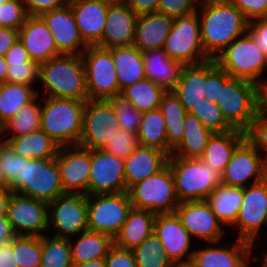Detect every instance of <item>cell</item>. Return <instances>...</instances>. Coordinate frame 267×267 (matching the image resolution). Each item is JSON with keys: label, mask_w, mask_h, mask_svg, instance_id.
Segmentation results:
<instances>
[{"label": "cell", "mask_w": 267, "mask_h": 267, "mask_svg": "<svg viewBox=\"0 0 267 267\" xmlns=\"http://www.w3.org/2000/svg\"><path fill=\"white\" fill-rule=\"evenodd\" d=\"M179 203L206 200L222 183V173L201 158L169 156Z\"/></svg>", "instance_id": "obj_4"}, {"label": "cell", "mask_w": 267, "mask_h": 267, "mask_svg": "<svg viewBox=\"0 0 267 267\" xmlns=\"http://www.w3.org/2000/svg\"><path fill=\"white\" fill-rule=\"evenodd\" d=\"M206 99L217 103L220 94V66L215 59L205 61Z\"/></svg>", "instance_id": "obj_52"}, {"label": "cell", "mask_w": 267, "mask_h": 267, "mask_svg": "<svg viewBox=\"0 0 267 267\" xmlns=\"http://www.w3.org/2000/svg\"><path fill=\"white\" fill-rule=\"evenodd\" d=\"M247 33L267 56V16L249 22Z\"/></svg>", "instance_id": "obj_56"}, {"label": "cell", "mask_w": 267, "mask_h": 267, "mask_svg": "<svg viewBox=\"0 0 267 267\" xmlns=\"http://www.w3.org/2000/svg\"><path fill=\"white\" fill-rule=\"evenodd\" d=\"M163 49L171 59L182 65L198 64L210 59L202 46L198 11L174 18Z\"/></svg>", "instance_id": "obj_10"}, {"label": "cell", "mask_w": 267, "mask_h": 267, "mask_svg": "<svg viewBox=\"0 0 267 267\" xmlns=\"http://www.w3.org/2000/svg\"><path fill=\"white\" fill-rule=\"evenodd\" d=\"M259 86L247 80L233 78L220 67V94L217 104L226 121L246 132L257 115Z\"/></svg>", "instance_id": "obj_5"}, {"label": "cell", "mask_w": 267, "mask_h": 267, "mask_svg": "<svg viewBox=\"0 0 267 267\" xmlns=\"http://www.w3.org/2000/svg\"><path fill=\"white\" fill-rule=\"evenodd\" d=\"M162 87L149 78H144L124 88L120 96L128 100L137 110L146 112L158 109L162 96L166 93Z\"/></svg>", "instance_id": "obj_39"}, {"label": "cell", "mask_w": 267, "mask_h": 267, "mask_svg": "<svg viewBox=\"0 0 267 267\" xmlns=\"http://www.w3.org/2000/svg\"><path fill=\"white\" fill-rule=\"evenodd\" d=\"M28 16L24 0H11L0 5V27L19 30Z\"/></svg>", "instance_id": "obj_47"}, {"label": "cell", "mask_w": 267, "mask_h": 267, "mask_svg": "<svg viewBox=\"0 0 267 267\" xmlns=\"http://www.w3.org/2000/svg\"><path fill=\"white\" fill-rule=\"evenodd\" d=\"M7 82L32 86L38 79V63H7ZM33 83V84H32Z\"/></svg>", "instance_id": "obj_49"}, {"label": "cell", "mask_w": 267, "mask_h": 267, "mask_svg": "<svg viewBox=\"0 0 267 267\" xmlns=\"http://www.w3.org/2000/svg\"><path fill=\"white\" fill-rule=\"evenodd\" d=\"M17 267H40L41 237L15 236L12 239Z\"/></svg>", "instance_id": "obj_43"}, {"label": "cell", "mask_w": 267, "mask_h": 267, "mask_svg": "<svg viewBox=\"0 0 267 267\" xmlns=\"http://www.w3.org/2000/svg\"><path fill=\"white\" fill-rule=\"evenodd\" d=\"M111 55L120 93L124 88L146 78L143 54L134 45L111 48Z\"/></svg>", "instance_id": "obj_31"}, {"label": "cell", "mask_w": 267, "mask_h": 267, "mask_svg": "<svg viewBox=\"0 0 267 267\" xmlns=\"http://www.w3.org/2000/svg\"><path fill=\"white\" fill-rule=\"evenodd\" d=\"M39 95L30 103L24 105L17 114L0 128V136L4 133L13 138L40 130L41 106L36 103ZM10 131V132H6Z\"/></svg>", "instance_id": "obj_40"}, {"label": "cell", "mask_w": 267, "mask_h": 267, "mask_svg": "<svg viewBox=\"0 0 267 267\" xmlns=\"http://www.w3.org/2000/svg\"><path fill=\"white\" fill-rule=\"evenodd\" d=\"M0 267H17L15 253L12 249V240L4 245H0Z\"/></svg>", "instance_id": "obj_62"}, {"label": "cell", "mask_w": 267, "mask_h": 267, "mask_svg": "<svg viewBox=\"0 0 267 267\" xmlns=\"http://www.w3.org/2000/svg\"><path fill=\"white\" fill-rule=\"evenodd\" d=\"M41 236L40 267H74L69 238Z\"/></svg>", "instance_id": "obj_41"}, {"label": "cell", "mask_w": 267, "mask_h": 267, "mask_svg": "<svg viewBox=\"0 0 267 267\" xmlns=\"http://www.w3.org/2000/svg\"><path fill=\"white\" fill-rule=\"evenodd\" d=\"M44 102L40 130L59 147L79 145L86 101L47 96Z\"/></svg>", "instance_id": "obj_3"}, {"label": "cell", "mask_w": 267, "mask_h": 267, "mask_svg": "<svg viewBox=\"0 0 267 267\" xmlns=\"http://www.w3.org/2000/svg\"><path fill=\"white\" fill-rule=\"evenodd\" d=\"M232 247H212L193 250L197 267H250L253 245L238 238Z\"/></svg>", "instance_id": "obj_25"}, {"label": "cell", "mask_w": 267, "mask_h": 267, "mask_svg": "<svg viewBox=\"0 0 267 267\" xmlns=\"http://www.w3.org/2000/svg\"><path fill=\"white\" fill-rule=\"evenodd\" d=\"M15 236L7 216H0V245L9 243Z\"/></svg>", "instance_id": "obj_64"}, {"label": "cell", "mask_w": 267, "mask_h": 267, "mask_svg": "<svg viewBox=\"0 0 267 267\" xmlns=\"http://www.w3.org/2000/svg\"><path fill=\"white\" fill-rule=\"evenodd\" d=\"M198 5L201 6L197 11L202 46L205 54L215 59L236 38L247 32L249 21L228 0H203Z\"/></svg>", "instance_id": "obj_1"}, {"label": "cell", "mask_w": 267, "mask_h": 267, "mask_svg": "<svg viewBox=\"0 0 267 267\" xmlns=\"http://www.w3.org/2000/svg\"><path fill=\"white\" fill-rule=\"evenodd\" d=\"M6 216L17 236L41 237L49 229L48 203L18 193L10 194Z\"/></svg>", "instance_id": "obj_14"}, {"label": "cell", "mask_w": 267, "mask_h": 267, "mask_svg": "<svg viewBox=\"0 0 267 267\" xmlns=\"http://www.w3.org/2000/svg\"><path fill=\"white\" fill-rule=\"evenodd\" d=\"M243 188L241 207L232 225L239 226V239L250 242L254 246L256 235L265 221L267 209V178Z\"/></svg>", "instance_id": "obj_17"}, {"label": "cell", "mask_w": 267, "mask_h": 267, "mask_svg": "<svg viewBox=\"0 0 267 267\" xmlns=\"http://www.w3.org/2000/svg\"><path fill=\"white\" fill-rule=\"evenodd\" d=\"M159 109L164 118L185 117L187 113L179 98L172 91H167L162 96Z\"/></svg>", "instance_id": "obj_57"}, {"label": "cell", "mask_w": 267, "mask_h": 267, "mask_svg": "<svg viewBox=\"0 0 267 267\" xmlns=\"http://www.w3.org/2000/svg\"><path fill=\"white\" fill-rule=\"evenodd\" d=\"M137 267H170L171 261L153 232L140 245L132 249Z\"/></svg>", "instance_id": "obj_42"}, {"label": "cell", "mask_w": 267, "mask_h": 267, "mask_svg": "<svg viewBox=\"0 0 267 267\" xmlns=\"http://www.w3.org/2000/svg\"><path fill=\"white\" fill-rule=\"evenodd\" d=\"M184 120L185 117L165 118L169 156L183 139Z\"/></svg>", "instance_id": "obj_55"}, {"label": "cell", "mask_w": 267, "mask_h": 267, "mask_svg": "<svg viewBox=\"0 0 267 267\" xmlns=\"http://www.w3.org/2000/svg\"><path fill=\"white\" fill-rule=\"evenodd\" d=\"M48 225L56 230L54 237L70 238L88 230L87 195L63 193L49 202Z\"/></svg>", "instance_id": "obj_12"}, {"label": "cell", "mask_w": 267, "mask_h": 267, "mask_svg": "<svg viewBox=\"0 0 267 267\" xmlns=\"http://www.w3.org/2000/svg\"><path fill=\"white\" fill-rule=\"evenodd\" d=\"M266 253L261 254V256L263 257V261L267 264V251H265Z\"/></svg>", "instance_id": "obj_70"}, {"label": "cell", "mask_w": 267, "mask_h": 267, "mask_svg": "<svg viewBox=\"0 0 267 267\" xmlns=\"http://www.w3.org/2000/svg\"><path fill=\"white\" fill-rule=\"evenodd\" d=\"M77 241L69 238L71 258L73 264H81L95 259L105 258L114 245L111 236L95 231L85 230L80 232Z\"/></svg>", "instance_id": "obj_33"}, {"label": "cell", "mask_w": 267, "mask_h": 267, "mask_svg": "<svg viewBox=\"0 0 267 267\" xmlns=\"http://www.w3.org/2000/svg\"><path fill=\"white\" fill-rule=\"evenodd\" d=\"M175 213L182 226L193 237L214 244L221 240L222 235H224L221 227L222 222L213 213L206 200L181 202Z\"/></svg>", "instance_id": "obj_19"}, {"label": "cell", "mask_w": 267, "mask_h": 267, "mask_svg": "<svg viewBox=\"0 0 267 267\" xmlns=\"http://www.w3.org/2000/svg\"><path fill=\"white\" fill-rule=\"evenodd\" d=\"M213 132L189 112L185 115L182 141L173 149L170 156L200 158Z\"/></svg>", "instance_id": "obj_34"}, {"label": "cell", "mask_w": 267, "mask_h": 267, "mask_svg": "<svg viewBox=\"0 0 267 267\" xmlns=\"http://www.w3.org/2000/svg\"><path fill=\"white\" fill-rule=\"evenodd\" d=\"M40 17L51 31L60 54L81 55L86 50L88 45L81 38L69 3L44 12Z\"/></svg>", "instance_id": "obj_20"}, {"label": "cell", "mask_w": 267, "mask_h": 267, "mask_svg": "<svg viewBox=\"0 0 267 267\" xmlns=\"http://www.w3.org/2000/svg\"><path fill=\"white\" fill-rule=\"evenodd\" d=\"M245 139L246 133L238 129L222 133H213L200 158L223 173L235 149Z\"/></svg>", "instance_id": "obj_32"}, {"label": "cell", "mask_w": 267, "mask_h": 267, "mask_svg": "<svg viewBox=\"0 0 267 267\" xmlns=\"http://www.w3.org/2000/svg\"><path fill=\"white\" fill-rule=\"evenodd\" d=\"M136 135L139 145L157 148L168 154L165 118L159 108L143 112Z\"/></svg>", "instance_id": "obj_38"}, {"label": "cell", "mask_w": 267, "mask_h": 267, "mask_svg": "<svg viewBox=\"0 0 267 267\" xmlns=\"http://www.w3.org/2000/svg\"><path fill=\"white\" fill-rule=\"evenodd\" d=\"M146 78L158 84L165 91H172L178 81L182 64L171 59L164 49L142 52Z\"/></svg>", "instance_id": "obj_29"}, {"label": "cell", "mask_w": 267, "mask_h": 267, "mask_svg": "<svg viewBox=\"0 0 267 267\" xmlns=\"http://www.w3.org/2000/svg\"><path fill=\"white\" fill-rule=\"evenodd\" d=\"M172 92L179 98L184 109H190L203 101L205 94V61L183 65L178 81Z\"/></svg>", "instance_id": "obj_30"}, {"label": "cell", "mask_w": 267, "mask_h": 267, "mask_svg": "<svg viewBox=\"0 0 267 267\" xmlns=\"http://www.w3.org/2000/svg\"><path fill=\"white\" fill-rule=\"evenodd\" d=\"M81 58L89 100H109L120 95L111 48L89 45Z\"/></svg>", "instance_id": "obj_9"}, {"label": "cell", "mask_w": 267, "mask_h": 267, "mask_svg": "<svg viewBox=\"0 0 267 267\" xmlns=\"http://www.w3.org/2000/svg\"><path fill=\"white\" fill-rule=\"evenodd\" d=\"M124 163V159L102 149L91 150L88 195L125 192Z\"/></svg>", "instance_id": "obj_15"}, {"label": "cell", "mask_w": 267, "mask_h": 267, "mask_svg": "<svg viewBox=\"0 0 267 267\" xmlns=\"http://www.w3.org/2000/svg\"><path fill=\"white\" fill-rule=\"evenodd\" d=\"M119 130V122L108 100L86 101L80 146L90 150L102 149Z\"/></svg>", "instance_id": "obj_13"}, {"label": "cell", "mask_w": 267, "mask_h": 267, "mask_svg": "<svg viewBox=\"0 0 267 267\" xmlns=\"http://www.w3.org/2000/svg\"><path fill=\"white\" fill-rule=\"evenodd\" d=\"M6 63H37L29 58L27 50L18 38L4 55Z\"/></svg>", "instance_id": "obj_59"}, {"label": "cell", "mask_w": 267, "mask_h": 267, "mask_svg": "<svg viewBox=\"0 0 267 267\" xmlns=\"http://www.w3.org/2000/svg\"><path fill=\"white\" fill-rule=\"evenodd\" d=\"M32 86L19 83H0V128L40 93Z\"/></svg>", "instance_id": "obj_37"}, {"label": "cell", "mask_w": 267, "mask_h": 267, "mask_svg": "<svg viewBox=\"0 0 267 267\" xmlns=\"http://www.w3.org/2000/svg\"><path fill=\"white\" fill-rule=\"evenodd\" d=\"M261 267H267V264L263 261Z\"/></svg>", "instance_id": "obj_73"}, {"label": "cell", "mask_w": 267, "mask_h": 267, "mask_svg": "<svg viewBox=\"0 0 267 267\" xmlns=\"http://www.w3.org/2000/svg\"><path fill=\"white\" fill-rule=\"evenodd\" d=\"M7 70L8 64L5 61V57L0 56V83L7 82Z\"/></svg>", "instance_id": "obj_67"}, {"label": "cell", "mask_w": 267, "mask_h": 267, "mask_svg": "<svg viewBox=\"0 0 267 267\" xmlns=\"http://www.w3.org/2000/svg\"><path fill=\"white\" fill-rule=\"evenodd\" d=\"M18 38L29 58L38 64L61 55L51 31L40 16H28L18 30Z\"/></svg>", "instance_id": "obj_24"}, {"label": "cell", "mask_w": 267, "mask_h": 267, "mask_svg": "<svg viewBox=\"0 0 267 267\" xmlns=\"http://www.w3.org/2000/svg\"><path fill=\"white\" fill-rule=\"evenodd\" d=\"M127 192L132 207L155 214L174 213L179 204L168 164L158 173L132 185Z\"/></svg>", "instance_id": "obj_7"}, {"label": "cell", "mask_w": 267, "mask_h": 267, "mask_svg": "<svg viewBox=\"0 0 267 267\" xmlns=\"http://www.w3.org/2000/svg\"><path fill=\"white\" fill-rule=\"evenodd\" d=\"M170 267H197V264L192 258H190L188 260L186 259L178 262H172Z\"/></svg>", "instance_id": "obj_69"}, {"label": "cell", "mask_w": 267, "mask_h": 267, "mask_svg": "<svg viewBox=\"0 0 267 267\" xmlns=\"http://www.w3.org/2000/svg\"><path fill=\"white\" fill-rule=\"evenodd\" d=\"M190 114L195 115L201 123L213 133H222L234 128L226 121L218 104L203 97V101L194 105Z\"/></svg>", "instance_id": "obj_44"}, {"label": "cell", "mask_w": 267, "mask_h": 267, "mask_svg": "<svg viewBox=\"0 0 267 267\" xmlns=\"http://www.w3.org/2000/svg\"><path fill=\"white\" fill-rule=\"evenodd\" d=\"M250 178L252 184L263 181L267 178V166L259 151L245 139L226 165L221 184L244 188Z\"/></svg>", "instance_id": "obj_18"}, {"label": "cell", "mask_w": 267, "mask_h": 267, "mask_svg": "<svg viewBox=\"0 0 267 267\" xmlns=\"http://www.w3.org/2000/svg\"><path fill=\"white\" fill-rule=\"evenodd\" d=\"M38 80L48 97L89 100L81 55H64L39 64Z\"/></svg>", "instance_id": "obj_2"}, {"label": "cell", "mask_w": 267, "mask_h": 267, "mask_svg": "<svg viewBox=\"0 0 267 267\" xmlns=\"http://www.w3.org/2000/svg\"><path fill=\"white\" fill-rule=\"evenodd\" d=\"M174 18L159 12L137 16L133 45L141 52L164 48Z\"/></svg>", "instance_id": "obj_27"}, {"label": "cell", "mask_w": 267, "mask_h": 267, "mask_svg": "<svg viewBox=\"0 0 267 267\" xmlns=\"http://www.w3.org/2000/svg\"><path fill=\"white\" fill-rule=\"evenodd\" d=\"M138 145L136 134L119 130L109 139V142L106 143L102 150L125 160Z\"/></svg>", "instance_id": "obj_48"}, {"label": "cell", "mask_w": 267, "mask_h": 267, "mask_svg": "<svg viewBox=\"0 0 267 267\" xmlns=\"http://www.w3.org/2000/svg\"><path fill=\"white\" fill-rule=\"evenodd\" d=\"M0 159L11 191L17 193V177H21L22 156L16 154L6 141L0 140Z\"/></svg>", "instance_id": "obj_46"}, {"label": "cell", "mask_w": 267, "mask_h": 267, "mask_svg": "<svg viewBox=\"0 0 267 267\" xmlns=\"http://www.w3.org/2000/svg\"><path fill=\"white\" fill-rule=\"evenodd\" d=\"M154 232L158 236L168 259L178 262L192 258L193 250L189 252L192 236L182 226L176 213L157 214L154 221Z\"/></svg>", "instance_id": "obj_22"}, {"label": "cell", "mask_w": 267, "mask_h": 267, "mask_svg": "<svg viewBox=\"0 0 267 267\" xmlns=\"http://www.w3.org/2000/svg\"><path fill=\"white\" fill-rule=\"evenodd\" d=\"M12 191H0V216H6L7 205Z\"/></svg>", "instance_id": "obj_65"}, {"label": "cell", "mask_w": 267, "mask_h": 267, "mask_svg": "<svg viewBox=\"0 0 267 267\" xmlns=\"http://www.w3.org/2000/svg\"><path fill=\"white\" fill-rule=\"evenodd\" d=\"M16 154L27 159L56 158L59 146L42 130L6 138Z\"/></svg>", "instance_id": "obj_35"}, {"label": "cell", "mask_w": 267, "mask_h": 267, "mask_svg": "<svg viewBox=\"0 0 267 267\" xmlns=\"http://www.w3.org/2000/svg\"><path fill=\"white\" fill-rule=\"evenodd\" d=\"M55 159L64 193L88 195L91 150L80 145L62 146Z\"/></svg>", "instance_id": "obj_16"}, {"label": "cell", "mask_w": 267, "mask_h": 267, "mask_svg": "<svg viewBox=\"0 0 267 267\" xmlns=\"http://www.w3.org/2000/svg\"><path fill=\"white\" fill-rule=\"evenodd\" d=\"M215 60L233 78L247 80L258 86L267 84V81L260 79L267 68V56L247 32L236 38Z\"/></svg>", "instance_id": "obj_6"}, {"label": "cell", "mask_w": 267, "mask_h": 267, "mask_svg": "<svg viewBox=\"0 0 267 267\" xmlns=\"http://www.w3.org/2000/svg\"><path fill=\"white\" fill-rule=\"evenodd\" d=\"M69 0H24L29 16H40L42 13L63 7Z\"/></svg>", "instance_id": "obj_58"}, {"label": "cell", "mask_w": 267, "mask_h": 267, "mask_svg": "<svg viewBox=\"0 0 267 267\" xmlns=\"http://www.w3.org/2000/svg\"><path fill=\"white\" fill-rule=\"evenodd\" d=\"M127 5L137 14L157 12L160 0H124Z\"/></svg>", "instance_id": "obj_60"}, {"label": "cell", "mask_w": 267, "mask_h": 267, "mask_svg": "<svg viewBox=\"0 0 267 267\" xmlns=\"http://www.w3.org/2000/svg\"><path fill=\"white\" fill-rule=\"evenodd\" d=\"M246 139L261 152L265 151L263 158L267 166V121L263 120L258 114L253 119L250 128L245 132Z\"/></svg>", "instance_id": "obj_51"}, {"label": "cell", "mask_w": 267, "mask_h": 267, "mask_svg": "<svg viewBox=\"0 0 267 267\" xmlns=\"http://www.w3.org/2000/svg\"><path fill=\"white\" fill-rule=\"evenodd\" d=\"M108 101L113 106L120 130L137 134L143 112L137 110L128 100L120 95Z\"/></svg>", "instance_id": "obj_45"}, {"label": "cell", "mask_w": 267, "mask_h": 267, "mask_svg": "<svg viewBox=\"0 0 267 267\" xmlns=\"http://www.w3.org/2000/svg\"><path fill=\"white\" fill-rule=\"evenodd\" d=\"M8 1H11V0H0V5L6 3Z\"/></svg>", "instance_id": "obj_71"}, {"label": "cell", "mask_w": 267, "mask_h": 267, "mask_svg": "<svg viewBox=\"0 0 267 267\" xmlns=\"http://www.w3.org/2000/svg\"><path fill=\"white\" fill-rule=\"evenodd\" d=\"M106 267H137L132 250L113 245L105 257Z\"/></svg>", "instance_id": "obj_54"}, {"label": "cell", "mask_w": 267, "mask_h": 267, "mask_svg": "<svg viewBox=\"0 0 267 267\" xmlns=\"http://www.w3.org/2000/svg\"><path fill=\"white\" fill-rule=\"evenodd\" d=\"M0 191H11V186L7 182L6 176L3 171L1 159H0Z\"/></svg>", "instance_id": "obj_68"}, {"label": "cell", "mask_w": 267, "mask_h": 267, "mask_svg": "<svg viewBox=\"0 0 267 267\" xmlns=\"http://www.w3.org/2000/svg\"><path fill=\"white\" fill-rule=\"evenodd\" d=\"M234 4L250 22L267 16V0H228Z\"/></svg>", "instance_id": "obj_53"}, {"label": "cell", "mask_w": 267, "mask_h": 267, "mask_svg": "<svg viewBox=\"0 0 267 267\" xmlns=\"http://www.w3.org/2000/svg\"><path fill=\"white\" fill-rule=\"evenodd\" d=\"M257 114L267 121V84L261 85L257 91Z\"/></svg>", "instance_id": "obj_63"}, {"label": "cell", "mask_w": 267, "mask_h": 267, "mask_svg": "<svg viewBox=\"0 0 267 267\" xmlns=\"http://www.w3.org/2000/svg\"><path fill=\"white\" fill-rule=\"evenodd\" d=\"M243 198V188L220 184L206 199L213 213L225 226L235 223Z\"/></svg>", "instance_id": "obj_36"}, {"label": "cell", "mask_w": 267, "mask_h": 267, "mask_svg": "<svg viewBox=\"0 0 267 267\" xmlns=\"http://www.w3.org/2000/svg\"><path fill=\"white\" fill-rule=\"evenodd\" d=\"M17 193L49 203L64 193L55 158L22 157L21 177H17Z\"/></svg>", "instance_id": "obj_8"}, {"label": "cell", "mask_w": 267, "mask_h": 267, "mask_svg": "<svg viewBox=\"0 0 267 267\" xmlns=\"http://www.w3.org/2000/svg\"><path fill=\"white\" fill-rule=\"evenodd\" d=\"M202 0H160L157 12L172 18L187 16L197 12ZM196 3V4H195Z\"/></svg>", "instance_id": "obj_50"}, {"label": "cell", "mask_w": 267, "mask_h": 267, "mask_svg": "<svg viewBox=\"0 0 267 267\" xmlns=\"http://www.w3.org/2000/svg\"><path fill=\"white\" fill-rule=\"evenodd\" d=\"M131 208L127 191L87 195L88 230L107 234L114 239L124 225Z\"/></svg>", "instance_id": "obj_11"}, {"label": "cell", "mask_w": 267, "mask_h": 267, "mask_svg": "<svg viewBox=\"0 0 267 267\" xmlns=\"http://www.w3.org/2000/svg\"><path fill=\"white\" fill-rule=\"evenodd\" d=\"M18 39V30L0 27V56H4Z\"/></svg>", "instance_id": "obj_61"}, {"label": "cell", "mask_w": 267, "mask_h": 267, "mask_svg": "<svg viewBox=\"0 0 267 267\" xmlns=\"http://www.w3.org/2000/svg\"><path fill=\"white\" fill-rule=\"evenodd\" d=\"M264 224L267 225V209H266V213H265V221H264Z\"/></svg>", "instance_id": "obj_72"}, {"label": "cell", "mask_w": 267, "mask_h": 267, "mask_svg": "<svg viewBox=\"0 0 267 267\" xmlns=\"http://www.w3.org/2000/svg\"><path fill=\"white\" fill-rule=\"evenodd\" d=\"M169 155L160 149L138 145L125 159L124 177L126 191L137 182L161 171Z\"/></svg>", "instance_id": "obj_26"}, {"label": "cell", "mask_w": 267, "mask_h": 267, "mask_svg": "<svg viewBox=\"0 0 267 267\" xmlns=\"http://www.w3.org/2000/svg\"><path fill=\"white\" fill-rule=\"evenodd\" d=\"M113 0H69L83 41L96 45L103 36L107 11Z\"/></svg>", "instance_id": "obj_23"}, {"label": "cell", "mask_w": 267, "mask_h": 267, "mask_svg": "<svg viewBox=\"0 0 267 267\" xmlns=\"http://www.w3.org/2000/svg\"><path fill=\"white\" fill-rule=\"evenodd\" d=\"M74 267H106L105 258L95 259L81 264H73Z\"/></svg>", "instance_id": "obj_66"}, {"label": "cell", "mask_w": 267, "mask_h": 267, "mask_svg": "<svg viewBox=\"0 0 267 267\" xmlns=\"http://www.w3.org/2000/svg\"><path fill=\"white\" fill-rule=\"evenodd\" d=\"M156 215L154 212L132 207L124 225L113 239L114 245L129 250L140 245L154 232Z\"/></svg>", "instance_id": "obj_28"}, {"label": "cell", "mask_w": 267, "mask_h": 267, "mask_svg": "<svg viewBox=\"0 0 267 267\" xmlns=\"http://www.w3.org/2000/svg\"><path fill=\"white\" fill-rule=\"evenodd\" d=\"M137 16L124 0H113L107 11L103 36L96 45L107 49L133 45Z\"/></svg>", "instance_id": "obj_21"}]
</instances>
